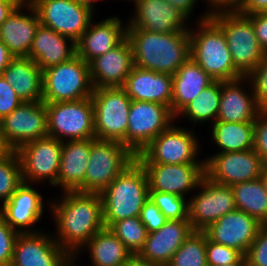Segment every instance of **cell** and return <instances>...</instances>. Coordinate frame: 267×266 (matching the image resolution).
Here are the masks:
<instances>
[{
    "instance_id": "10",
    "label": "cell",
    "mask_w": 267,
    "mask_h": 266,
    "mask_svg": "<svg viewBox=\"0 0 267 266\" xmlns=\"http://www.w3.org/2000/svg\"><path fill=\"white\" fill-rule=\"evenodd\" d=\"M48 136L60 141L95 138L91 97L76 101L45 102Z\"/></svg>"
},
{
    "instance_id": "56",
    "label": "cell",
    "mask_w": 267,
    "mask_h": 266,
    "mask_svg": "<svg viewBox=\"0 0 267 266\" xmlns=\"http://www.w3.org/2000/svg\"><path fill=\"white\" fill-rule=\"evenodd\" d=\"M262 179L265 183L266 189H267V165L265 166L263 172H262Z\"/></svg>"
},
{
    "instance_id": "50",
    "label": "cell",
    "mask_w": 267,
    "mask_h": 266,
    "mask_svg": "<svg viewBox=\"0 0 267 266\" xmlns=\"http://www.w3.org/2000/svg\"><path fill=\"white\" fill-rule=\"evenodd\" d=\"M173 6H175L179 11H181L187 18L190 19V15L193 13V9L196 8V1L199 0H167Z\"/></svg>"
},
{
    "instance_id": "43",
    "label": "cell",
    "mask_w": 267,
    "mask_h": 266,
    "mask_svg": "<svg viewBox=\"0 0 267 266\" xmlns=\"http://www.w3.org/2000/svg\"><path fill=\"white\" fill-rule=\"evenodd\" d=\"M19 233L0 215V266H10Z\"/></svg>"
},
{
    "instance_id": "5",
    "label": "cell",
    "mask_w": 267,
    "mask_h": 266,
    "mask_svg": "<svg viewBox=\"0 0 267 266\" xmlns=\"http://www.w3.org/2000/svg\"><path fill=\"white\" fill-rule=\"evenodd\" d=\"M210 18L222 29L226 37L234 67L243 77H247L264 54L251 20L237 11L215 13L210 15Z\"/></svg>"
},
{
    "instance_id": "34",
    "label": "cell",
    "mask_w": 267,
    "mask_h": 266,
    "mask_svg": "<svg viewBox=\"0 0 267 266\" xmlns=\"http://www.w3.org/2000/svg\"><path fill=\"white\" fill-rule=\"evenodd\" d=\"M236 208L267 224V189L261 178L231 186Z\"/></svg>"
},
{
    "instance_id": "53",
    "label": "cell",
    "mask_w": 267,
    "mask_h": 266,
    "mask_svg": "<svg viewBox=\"0 0 267 266\" xmlns=\"http://www.w3.org/2000/svg\"><path fill=\"white\" fill-rule=\"evenodd\" d=\"M123 266H160L155 263H151L150 261L141 258L138 254H133Z\"/></svg>"
},
{
    "instance_id": "32",
    "label": "cell",
    "mask_w": 267,
    "mask_h": 266,
    "mask_svg": "<svg viewBox=\"0 0 267 266\" xmlns=\"http://www.w3.org/2000/svg\"><path fill=\"white\" fill-rule=\"evenodd\" d=\"M82 248L90 254L92 266H123L133 255L108 228L100 229Z\"/></svg>"
},
{
    "instance_id": "8",
    "label": "cell",
    "mask_w": 267,
    "mask_h": 266,
    "mask_svg": "<svg viewBox=\"0 0 267 266\" xmlns=\"http://www.w3.org/2000/svg\"><path fill=\"white\" fill-rule=\"evenodd\" d=\"M95 139L114 140L127 147L131 98L121 87L93 88Z\"/></svg>"
},
{
    "instance_id": "29",
    "label": "cell",
    "mask_w": 267,
    "mask_h": 266,
    "mask_svg": "<svg viewBox=\"0 0 267 266\" xmlns=\"http://www.w3.org/2000/svg\"><path fill=\"white\" fill-rule=\"evenodd\" d=\"M76 55V43L53 29L39 24L28 57L44 71Z\"/></svg>"
},
{
    "instance_id": "49",
    "label": "cell",
    "mask_w": 267,
    "mask_h": 266,
    "mask_svg": "<svg viewBox=\"0 0 267 266\" xmlns=\"http://www.w3.org/2000/svg\"><path fill=\"white\" fill-rule=\"evenodd\" d=\"M237 12L243 15L267 12V0H244Z\"/></svg>"
},
{
    "instance_id": "22",
    "label": "cell",
    "mask_w": 267,
    "mask_h": 266,
    "mask_svg": "<svg viewBox=\"0 0 267 266\" xmlns=\"http://www.w3.org/2000/svg\"><path fill=\"white\" fill-rule=\"evenodd\" d=\"M134 67L132 47L127 38L109 52L89 62L93 88L122 87Z\"/></svg>"
},
{
    "instance_id": "26",
    "label": "cell",
    "mask_w": 267,
    "mask_h": 266,
    "mask_svg": "<svg viewBox=\"0 0 267 266\" xmlns=\"http://www.w3.org/2000/svg\"><path fill=\"white\" fill-rule=\"evenodd\" d=\"M93 20L76 42V54L87 63L109 52L126 38L127 25L118 16L108 17L95 24Z\"/></svg>"
},
{
    "instance_id": "39",
    "label": "cell",
    "mask_w": 267,
    "mask_h": 266,
    "mask_svg": "<svg viewBox=\"0 0 267 266\" xmlns=\"http://www.w3.org/2000/svg\"><path fill=\"white\" fill-rule=\"evenodd\" d=\"M149 199L157 205L167 220L189 219L188 198L165 192L149 191Z\"/></svg>"
},
{
    "instance_id": "20",
    "label": "cell",
    "mask_w": 267,
    "mask_h": 266,
    "mask_svg": "<svg viewBox=\"0 0 267 266\" xmlns=\"http://www.w3.org/2000/svg\"><path fill=\"white\" fill-rule=\"evenodd\" d=\"M262 225L251 215L236 208L203 231L209 240L236 249L244 256Z\"/></svg>"
},
{
    "instance_id": "21",
    "label": "cell",
    "mask_w": 267,
    "mask_h": 266,
    "mask_svg": "<svg viewBox=\"0 0 267 266\" xmlns=\"http://www.w3.org/2000/svg\"><path fill=\"white\" fill-rule=\"evenodd\" d=\"M43 198L32 184L23 182L10 199L0 205V215L19 234L40 232L42 230L32 227L44 216Z\"/></svg>"
},
{
    "instance_id": "15",
    "label": "cell",
    "mask_w": 267,
    "mask_h": 266,
    "mask_svg": "<svg viewBox=\"0 0 267 266\" xmlns=\"http://www.w3.org/2000/svg\"><path fill=\"white\" fill-rule=\"evenodd\" d=\"M265 166L253 149L216 153L204 159L205 176L226 186L261 178Z\"/></svg>"
},
{
    "instance_id": "51",
    "label": "cell",
    "mask_w": 267,
    "mask_h": 266,
    "mask_svg": "<svg viewBox=\"0 0 267 266\" xmlns=\"http://www.w3.org/2000/svg\"><path fill=\"white\" fill-rule=\"evenodd\" d=\"M24 0H0V26Z\"/></svg>"
},
{
    "instance_id": "41",
    "label": "cell",
    "mask_w": 267,
    "mask_h": 266,
    "mask_svg": "<svg viewBox=\"0 0 267 266\" xmlns=\"http://www.w3.org/2000/svg\"><path fill=\"white\" fill-rule=\"evenodd\" d=\"M251 83L253 94L261 109H267V52L255 69L247 76Z\"/></svg>"
},
{
    "instance_id": "38",
    "label": "cell",
    "mask_w": 267,
    "mask_h": 266,
    "mask_svg": "<svg viewBox=\"0 0 267 266\" xmlns=\"http://www.w3.org/2000/svg\"><path fill=\"white\" fill-rule=\"evenodd\" d=\"M23 183L22 165L17 151L0 158V203L3 205Z\"/></svg>"
},
{
    "instance_id": "54",
    "label": "cell",
    "mask_w": 267,
    "mask_h": 266,
    "mask_svg": "<svg viewBox=\"0 0 267 266\" xmlns=\"http://www.w3.org/2000/svg\"><path fill=\"white\" fill-rule=\"evenodd\" d=\"M11 149L5 144L4 139L0 133V158L9 153Z\"/></svg>"
},
{
    "instance_id": "16",
    "label": "cell",
    "mask_w": 267,
    "mask_h": 266,
    "mask_svg": "<svg viewBox=\"0 0 267 266\" xmlns=\"http://www.w3.org/2000/svg\"><path fill=\"white\" fill-rule=\"evenodd\" d=\"M198 194L188 199L189 221L194 230L203 231L219 218L236 209L231 186L220 185L204 176Z\"/></svg>"
},
{
    "instance_id": "7",
    "label": "cell",
    "mask_w": 267,
    "mask_h": 266,
    "mask_svg": "<svg viewBox=\"0 0 267 266\" xmlns=\"http://www.w3.org/2000/svg\"><path fill=\"white\" fill-rule=\"evenodd\" d=\"M174 123L136 155L141 164H204V159L198 158L200 141L192 132L194 129L177 127Z\"/></svg>"
},
{
    "instance_id": "35",
    "label": "cell",
    "mask_w": 267,
    "mask_h": 266,
    "mask_svg": "<svg viewBox=\"0 0 267 266\" xmlns=\"http://www.w3.org/2000/svg\"><path fill=\"white\" fill-rule=\"evenodd\" d=\"M221 98V81L214 80L189 102L175 118L185 117L193 124L217 121Z\"/></svg>"
},
{
    "instance_id": "1",
    "label": "cell",
    "mask_w": 267,
    "mask_h": 266,
    "mask_svg": "<svg viewBox=\"0 0 267 266\" xmlns=\"http://www.w3.org/2000/svg\"><path fill=\"white\" fill-rule=\"evenodd\" d=\"M50 205L55 222L54 239L76 261L87 242L104 228L103 203L100 193L66 191Z\"/></svg>"
},
{
    "instance_id": "58",
    "label": "cell",
    "mask_w": 267,
    "mask_h": 266,
    "mask_svg": "<svg viewBox=\"0 0 267 266\" xmlns=\"http://www.w3.org/2000/svg\"><path fill=\"white\" fill-rule=\"evenodd\" d=\"M69 266H77V264L75 263V261H72Z\"/></svg>"
},
{
    "instance_id": "13",
    "label": "cell",
    "mask_w": 267,
    "mask_h": 266,
    "mask_svg": "<svg viewBox=\"0 0 267 266\" xmlns=\"http://www.w3.org/2000/svg\"><path fill=\"white\" fill-rule=\"evenodd\" d=\"M5 144L16 151L26 143L48 136L47 109L44 101L23 102L0 120Z\"/></svg>"
},
{
    "instance_id": "19",
    "label": "cell",
    "mask_w": 267,
    "mask_h": 266,
    "mask_svg": "<svg viewBox=\"0 0 267 266\" xmlns=\"http://www.w3.org/2000/svg\"><path fill=\"white\" fill-rule=\"evenodd\" d=\"M135 11L127 29H143L156 33L184 32L189 20L167 0H136Z\"/></svg>"
},
{
    "instance_id": "45",
    "label": "cell",
    "mask_w": 267,
    "mask_h": 266,
    "mask_svg": "<svg viewBox=\"0 0 267 266\" xmlns=\"http://www.w3.org/2000/svg\"><path fill=\"white\" fill-rule=\"evenodd\" d=\"M139 217L148 233L159 230L167 222L166 217L149 198L144 203Z\"/></svg>"
},
{
    "instance_id": "18",
    "label": "cell",
    "mask_w": 267,
    "mask_h": 266,
    "mask_svg": "<svg viewBox=\"0 0 267 266\" xmlns=\"http://www.w3.org/2000/svg\"><path fill=\"white\" fill-rule=\"evenodd\" d=\"M146 171L149 191L188 198L205 176L204 164H141ZM191 191V192H190Z\"/></svg>"
},
{
    "instance_id": "40",
    "label": "cell",
    "mask_w": 267,
    "mask_h": 266,
    "mask_svg": "<svg viewBox=\"0 0 267 266\" xmlns=\"http://www.w3.org/2000/svg\"><path fill=\"white\" fill-rule=\"evenodd\" d=\"M206 258L208 266L246 264L244 256L236 249L214 243L206 236Z\"/></svg>"
},
{
    "instance_id": "55",
    "label": "cell",
    "mask_w": 267,
    "mask_h": 266,
    "mask_svg": "<svg viewBox=\"0 0 267 266\" xmlns=\"http://www.w3.org/2000/svg\"><path fill=\"white\" fill-rule=\"evenodd\" d=\"M76 1L77 3H80L82 5H85L87 7H89L92 11H94L95 9V2L99 1V0H74Z\"/></svg>"
},
{
    "instance_id": "27",
    "label": "cell",
    "mask_w": 267,
    "mask_h": 266,
    "mask_svg": "<svg viewBox=\"0 0 267 266\" xmlns=\"http://www.w3.org/2000/svg\"><path fill=\"white\" fill-rule=\"evenodd\" d=\"M131 100L166 105L171 110L172 75L134 66L121 87Z\"/></svg>"
},
{
    "instance_id": "44",
    "label": "cell",
    "mask_w": 267,
    "mask_h": 266,
    "mask_svg": "<svg viewBox=\"0 0 267 266\" xmlns=\"http://www.w3.org/2000/svg\"><path fill=\"white\" fill-rule=\"evenodd\" d=\"M253 150L267 165V109H261L254 122Z\"/></svg>"
},
{
    "instance_id": "42",
    "label": "cell",
    "mask_w": 267,
    "mask_h": 266,
    "mask_svg": "<svg viewBox=\"0 0 267 266\" xmlns=\"http://www.w3.org/2000/svg\"><path fill=\"white\" fill-rule=\"evenodd\" d=\"M244 258L246 266H267V224L260 227Z\"/></svg>"
},
{
    "instance_id": "48",
    "label": "cell",
    "mask_w": 267,
    "mask_h": 266,
    "mask_svg": "<svg viewBox=\"0 0 267 266\" xmlns=\"http://www.w3.org/2000/svg\"><path fill=\"white\" fill-rule=\"evenodd\" d=\"M203 1V0H202ZM208 10L207 14L213 15L219 12L238 11L244 0H205Z\"/></svg>"
},
{
    "instance_id": "57",
    "label": "cell",
    "mask_w": 267,
    "mask_h": 266,
    "mask_svg": "<svg viewBox=\"0 0 267 266\" xmlns=\"http://www.w3.org/2000/svg\"><path fill=\"white\" fill-rule=\"evenodd\" d=\"M222 266H246V264H227Z\"/></svg>"
},
{
    "instance_id": "6",
    "label": "cell",
    "mask_w": 267,
    "mask_h": 266,
    "mask_svg": "<svg viewBox=\"0 0 267 266\" xmlns=\"http://www.w3.org/2000/svg\"><path fill=\"white\" fill-rule=\"evenodd\" d=\"M89 63L77 54L43 71L42 101L66 102L91 97Z\"/></svg>"
},
{
    "instance_id": "36",
    "label": "cell",
    "mask_w": 267,
    "mask_h": 266,
    "mask_svg": "<svg viewBox=\"0 0 267 266\" xmlns=\"http://www.w3.org/2000/svg\"><path fill=\"white\" fill-rule=\"evenodd\" d=\"M167 266H208L206 233L194 230L175 252Z\"/></svg>"
},
{
    "instance_id": "12",
    "label": "cell",
    "mask_w": 267,
    "mask_h": 266,
    "mask_svg": "<svg viewBox=\"0 0 267 266\" xmlns=\"http://www.w3.org/2000/svg\"><path fill=\"white\" fill-rule=\"evenodd\" d=\"M35 8L40 24L72 39L75 43L95 16L93 11L74 0H28Z\"/></svg>"
},
{
    "instance_id": "30",
    "label": "cell",
    "mask_w": 267,
    "mask_h": 266,
    "mask_svg": "<svg viewBox=\"0 0 267 266\" xmlns=\"http://www.w3.org/2000/svg\"><path fill=\"white\" fill-rule=\"evenodd\" d=\"M1 75L23 102L42 101L43 71L30 57H14Z\"/></svg>"
},
{
    "instance_id": "25",
    "label": "cell",
    "mask_w": 267,
    "mask_h": 266,
    "mask_svg": "<svg viewBox=\"0 0 267 266\" xmlns=\"http://www.w3.org/2000/svg\"><path fill=\"white\" fill-rule=\"evenodd\" d=\"M244 83L250 86L249 92L244 89ZM260 110L261 108L257 104L251 83L247 77L221 81V98L217 121L255 122Z\"/></svg>"
},
{
    "instance_id": "31",
    "label": "cell",
    "mask_w": 267,
    "mask_h": 266,
    "mask_svg": "<svg viewBox=\"0 0 267 266\" xmlns=\"http://www.w3.org/2000/svg\"><path fill=\"white\" fill-rule=\"evenodd\" d=\"M171 112L176 115L214 79L189 58L173 75Z\"/></svg>"
},
{
    "instance_id": "28",
    "label": "cell",
    "mask_w": 267,
    "mask_h": 266,
    "mask_svg": "<svg viewBox=\"0 0 267 266\" xmlns=\"http://www.w3.org/2000/svg\"><path fill=\"white\" fill-rule=\"evenodd\" d=\"M95 138L65 141L62 144L60 168L54 187L63 192L77 191L84 184L91 144Z\"/></svg>"
},
{
    "instance_id": "17",
    "label": "cell",
    "mask_w": 267,
    "mask_h": 266,
    "mask_svg": "<svg viewBox=\"0 0 267 266\" xmlns=\"http://www.w3.org/2000/svg\"><path fill=\"white\" fill-rule=\"evenodd\" d=\"M73 258L45 231L19 234L10 266H69Z\"/></svg>"
},
{
    "instance_id": "23",
    "label": "cell",
    "mask_w": 267,
    "mask_h": 266,
    "mask_svg": "<svg viewBox=\"0 0 267 266\" xmlns=\"http://www.w3.org/2000/svg\"><path fill=\"white\" fill-rule=\"evenodd\" d=\"M39 24L35 8L28 0H24L1 24L0 39L15 57L28 56Z\"/></svg>"
},
{
    "instance_id": "4",
    "label": "cell",
    "mask_w": 267,
    "mask_h": 266,
    "mask_svg": "<svg viewBox=\"0 0 267 266\" xmlns=\"http://www.w3.org/2000/svg\"><path fill=\"white\" fill-rule=\"evenodd\" d=\"M105 227L128 217L140 216L149 198V183L145 169L135 159L101 193Z\"/></svg>"
},
{
    "instance_id": "9",
    "label": "cell",
    "mask_w": 267,
    "mask_h": 266,
    "mask_svg": "<svg viewBox=\"0 0 267 266\" xmlns=\"http://www.w3.org/2000/svg\"><path fill=\"white\" fill-rule=\"evenodd\" d=\"M136 156L121 142L95 139L91 144L84 184L78 192L101 193Z\"/></svg>"
},
{
    "instance_id": "37",
    "label": "cell",
    "mask_w": 267,
    "mask_h": 266,
    "mask_svg": "<svg viewBox=\"0 0 267 266\" xmlns=\"http://www.w3.org/2000/svg\"><path fill=\"white\" fill-rule=\"evenodd\" d=\"M109 229L118 237L132 254H139L147 239V229L140 217H128L114 222Z\"/></svg>"
},
{
    "instance_id": "2",
    "label": "cell",
    "mask_w": 267,
    "mask_h": 266,
    "mask_svg": "<svg viewBox=\"0 0 267 266\" xmlns=\"http://www.w3.org/2000/svg\"><path fill=\"white\" fill-rule=\"evenodd\" d=\"M134 66L157 73L173 75L190 58L189 30L156 33L127 29Z\"/></svg>"
},
{
    "instance_id": "46",
    "label": "cell",
    "mask_w": 267,
    "mask_h": 266,
    "mask_svg": "<svg viewBox=\"0 0 267 266\" xmlns=\"http://www.w3.org/2000/svg\"><path fill=\"white\" fill-rule=\"evenodd\" d=\"M23 101L12 86L0 75V120L12 113Z\"/></svg>"
},
{
    "instance_id": "52",
    "label": "cell",
    "mask_w": 267,
    "mask_h": 266,
    "mask_svg": "<svg viewBox=\"0 0 267 266\" xmlns=\"http://www.w3.org/2000/svg\"><path fill=\"white\" fill-rule=\"evenodd\" d=\"M14 57L15 56L9 51L7 46L0 39V75L4 72Z\"/></svg>"
},
{
    "instance_id": "11",
    "label": "cell",
    "mask_w": 267,
    "mask_h": 266,
    "mask_svg": "<svg viewBox=\"0 0 267 266\" xmlns=\"http://www.w3.org/2000/svg\"><path fill=\"white\" fill-rule=\"evenodd\" d=\"M127 127V148L136 156L176 119L166 105L132 100Z\"/></svg>"
},
{
    "instance_id": "33",
    "label": "cell",
    "mask_w": 267,
    "mask_h": 266,
    "mask_svg": "<svg viewBox=\"0 0 267 266\" xmlns=\"http://www.w3.org/2000/svg\"><path fill=\"white\" fill-rule=\"evenodd\" d=\"M212 138L220 152H237L253 149L254 122H224L212 124Z\"/></svg>"
},
{
    "instance_id": "14",
    "label": "cell",
    "mask_w": 267,
    "mask_h": 266,
    "mask_svg": "<svg viewBox=\"0 0 267 266\" xmlns=\"http://www.w3.org/2000/svg\"><path fill=\"white\" fill-rule=\"evenodd\" d=\"M62 144L63 141L47 136L17 149L23 182L34 185L46 180L53 187L57 183Z\"/></svg>"
},
{
    "instance_id": "3",
    "label": "cell",
    "mask_w": 267,
    "mask_h": 266,
    "mask_svg": "<svg viewBox=\"0 0 267 266\" xmlns=\"http://www.w3.org/2000/svg\"><path fill=\"white\" fill-rule=\"evenodd\" d=\"M198 18L197 28H189L190 58L214 80L231 81L243 77L233 65L222 29L207 12Z\"/></svg>"
},
{
    "instance_id": "24",
    "label": "cell",
    "mask_w": 267,
    "mask_h": 266,
    "mask_svg": "<svg viewBox=\"0 0 267 266\" xmlns=\"http://www.w3.org/2000/svg\"><path fill=\"white\" fill-rule=\"evenodd\" d=\"M193 231L189 219L167 220L159 230L148 233L145 245L138 255L151 263L167 266Z\"/></svg>"
},
{
    "instance_id": "47",
    "label": "cell",
    "mask_w": 267,
    "mask_h": 266,
    "mask_svg": "<svg viewBox=\"0 0 267 266\" xmlns=\"http://www.w3.org/2000/svg\"><path fill=\"white\" fill-rule=\"evenodd\" d=\"M252 22L255 36L264 52H267V12L246 15Z\"/></svg>"
}]
</instances>
